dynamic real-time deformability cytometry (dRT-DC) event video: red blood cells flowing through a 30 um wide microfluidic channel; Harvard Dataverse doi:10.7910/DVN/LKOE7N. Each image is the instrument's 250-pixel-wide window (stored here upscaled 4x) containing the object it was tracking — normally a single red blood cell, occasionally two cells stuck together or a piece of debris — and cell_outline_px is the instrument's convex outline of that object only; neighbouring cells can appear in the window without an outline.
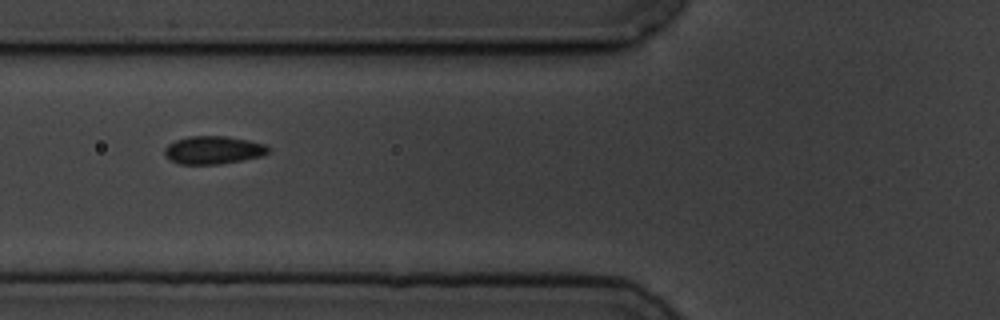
{"species": "common noctule bat (a hibernating species)", "species_latin": "Nyctalus noctula", "temperature_condition": "cold", "stored_images_in_passage": 6, "camera_frame_rate_fps": 3000, "um_per_image_px": 0.085, "animal": {"sex": "male", "body_mass_g": 19.5, "forearm_length_mm": 54.6}, "frame": {"image": 1, "passage_image": 4, "time_ms": 5.333, "image_size_px": [1000, 320], "cell_outline_px": [[268, 152], [260, 156], [220, 164], [180, 164], [168, 160], [164, 156], [164, 148], [168, 144], [176, 140], [188, 136], [228, 136], [248, 140], [264, 144], [268, 148]], "centroid_in_image_um": [18.05, 12.75], "position_along_channel_um": 107.7, "area_um2": 16.88}}
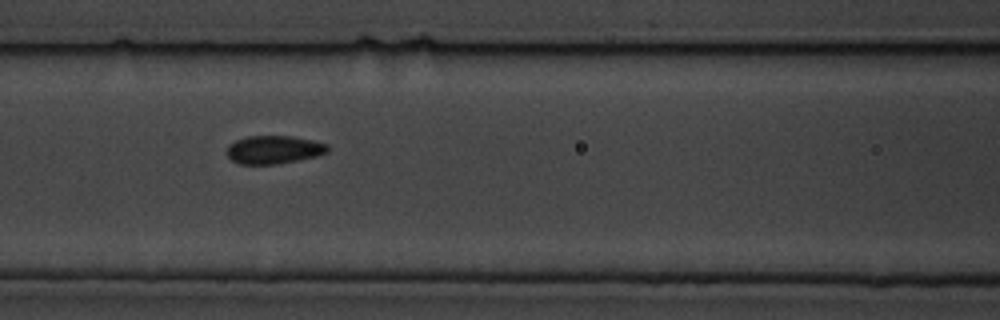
{"frame": {"image": 2, "passage_image": 5, "time_ms": 6.333, "image_size_px": [1000, 320], "cell_outline_px": [[328, 152], [316, 156], [276, 164], [240, 164], [232, 160], [228, 156], [228, 144], [236, 140], [248, 136], [292, 136], [312, 140], [328, 144]], "centroid_in_image_um": [23.27, 12.71], "position_along_channel_um": 143.3, "area_um2": 16.42}}
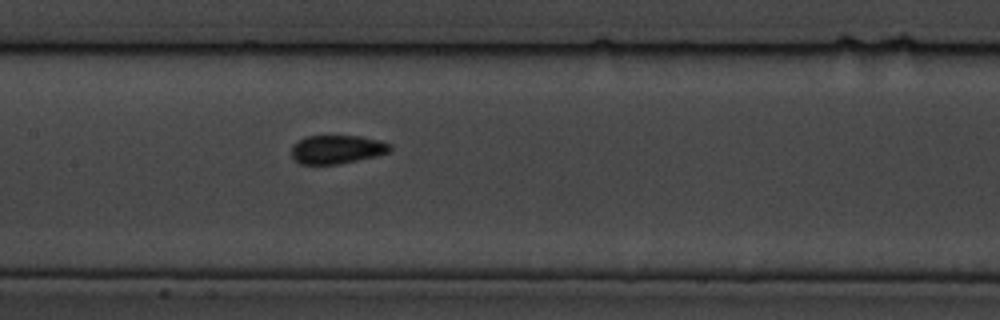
{"frame": {"image": 3, "passage_image": 6, "time_ms": 7.333, "image_size_px": [1000, 320], "cell_outline_px": [[392, 148], [388, 152], [376, 156], [340, 164], [300, 164], [292, 156], [292, 144], [296, 140], [304, 136], [360, 136], [380, 140], [392, 144]], "centroid_in_image_um": [28.63, 12.69], "position_along_channel_um": 178.8, "area_um2": 16.59}}